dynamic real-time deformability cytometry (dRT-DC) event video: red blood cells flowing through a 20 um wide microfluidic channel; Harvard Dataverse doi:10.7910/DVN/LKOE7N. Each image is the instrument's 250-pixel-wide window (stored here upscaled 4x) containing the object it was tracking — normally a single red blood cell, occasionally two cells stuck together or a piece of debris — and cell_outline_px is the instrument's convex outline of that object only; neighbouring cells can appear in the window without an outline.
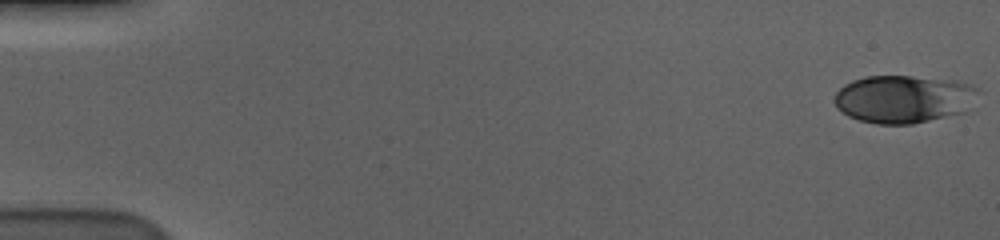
{"species": "human", "species_latin": "Homo sapiens", "temperature_condition": "cold", "stored_images_in_passage": 57, "camera_frame_rate_fps": 3000, "um_per_image_px": 0.085, "donor": {"sex": "male"}, "frame": {"image": 1, "passage_image": 1, "time_ms": 0.0, "image_size_px": [1000, 240], "cell_outline_px": [[980, 92], [964, 112], [912, 124], [876, 124], [860, 120], [848, 116], [836, 108], [832, 100], [836, 92], [844, 84], [852, 80], [864, 76], [912, 76], [956, 80], [972, 84], [980, 88]], "centroid_in_image_um": [76.79, 8.4], "position_along_channel_um": 8.2, "area_um2": 40.46}}
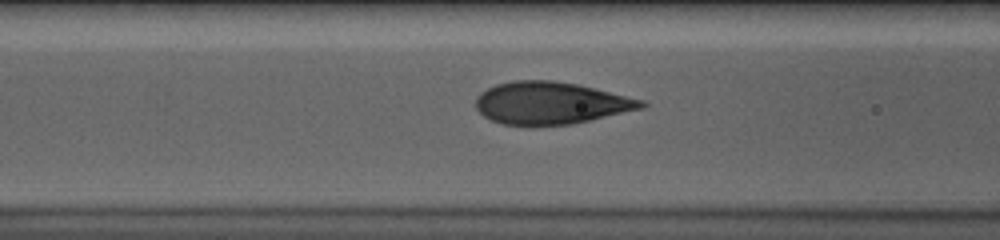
{"frame": {"image": 2, "passage_image": 24, "time_ms": 7.667, "image_size_px": [1000, 240], "cell_outline_px": [[648, 104], [644, 108], [572, 124], [504, 124], [492, 120], [484, 116], [476, 108], [476, 96], [480, 92], [496, 84], [512, 80], [552, 80], [576, 84], [644, 100]], "centroid_in_image_um": [46.81, 8.74], "position_along_channel_um": 119.8, "area_um2": 40.34}}
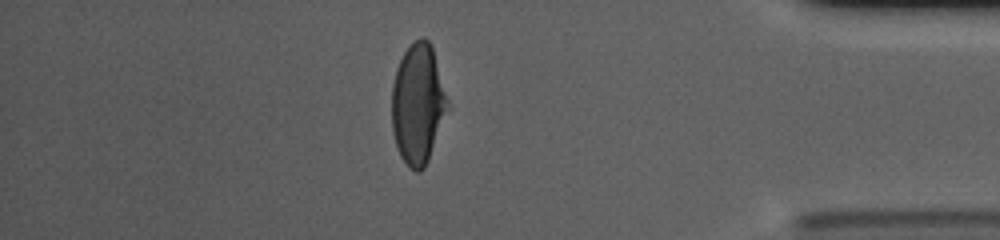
{"frame": {"image": 3, "passage_image": 50, "time_ms": 16.333, "image_size_px": [1000, 240], "cell_outline_px": [[448, 108], [428, 160], [424, 168], [420, 172], [416, 172], [400, 156], [392, 132], [392, 84], [396, 68], [404, 52], [420, 36], [424, 36], [432, 44], [448, 100]], "centroid_in_image_um": [35.51, 8.8], "position_along_channel_um": 399.7, "area_um2": 38.84}, "authors_computed_cell_mechanics": {"area_um2": 40.3444, "velocity_mm_per_s": 3.606, "shape_relaxation_time_tau1_ms": 4.2192, "shape_relaxation_time_tau2_ms": null, "deformation_change_tau1": 0.1745, "deformation_change_tau2": null}}